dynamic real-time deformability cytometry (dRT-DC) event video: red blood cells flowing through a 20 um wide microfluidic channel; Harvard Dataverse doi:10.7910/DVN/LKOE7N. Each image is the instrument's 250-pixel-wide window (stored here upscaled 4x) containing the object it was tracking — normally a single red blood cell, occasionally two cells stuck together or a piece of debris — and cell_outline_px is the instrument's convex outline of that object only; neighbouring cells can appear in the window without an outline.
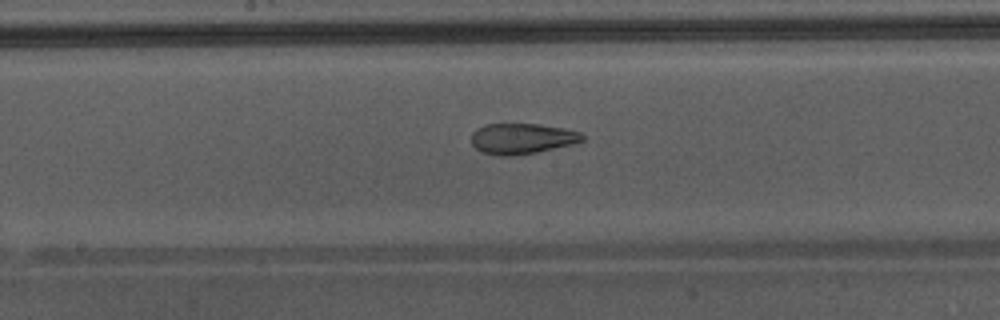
{"species": "Egyptian fruit bat (a non-hibernating species)", "species_latin": "Rousettus aegyptiacus", "temperature_condition": "warm", "stored_images_in_passage": 49, "camera_frame_rate_fps": 3000, "um_per_image_px": 0.085, "animal": {"sex": "male"}, "frame": {"image": 1, "passage_image": 28, "time_ms": 9.0, "image_size_px": [1000, 320], "cell_outline_px": [[584, 140], [576, 144], [536, 152], [512, 156], [500, 156], [480, 152], [472, 144], [472, 132], [476, 128], [484, 124], [540, 124], [564, 128], [580, 132], [584, 136]], "centroid_in_image_um": [44.37, 11.78], "position_along_channel_um": 203.8, "area_um2": 20.06}, "authors_computed_cell_mechanics": {"area_um2": 25.0274, "velocity_mm_per_s": 4.3883, "shape_relaxation_time_tau1_ms": null, "shape_relaxation_time_tau2_ms": 1.8613, "deformation_change_tau1": null, "deformation_change_tau2": 0.0988}}